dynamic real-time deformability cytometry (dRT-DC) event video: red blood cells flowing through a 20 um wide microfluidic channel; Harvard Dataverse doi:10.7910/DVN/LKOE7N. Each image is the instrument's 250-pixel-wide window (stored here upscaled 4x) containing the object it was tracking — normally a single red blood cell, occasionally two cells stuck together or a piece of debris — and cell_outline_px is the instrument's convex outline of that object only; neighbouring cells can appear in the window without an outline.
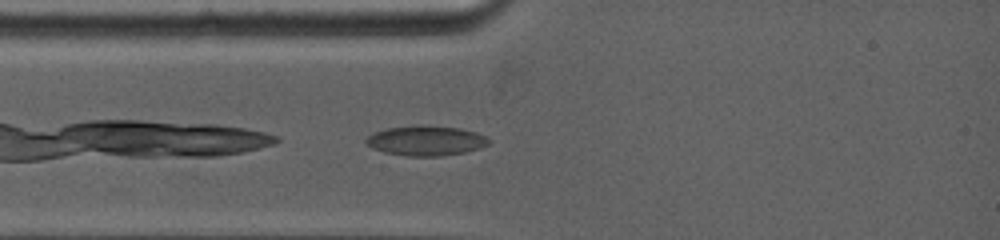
{"species": "common noctule bat (a hibernating species)", "species_latin": "Nyctalus noctula", "temperature_condition": "warm", "stored_images_in_passage": 27, "camera_frame_rate_fps": 5000, "um_per_image_px": 0.085, "animal": {"sex": "female", "body_mass_g": 19.0, "forearm_length_mm": 53.3}, "frame": {"image": 1, "passage_image": 2, "time_ms": 0.4, "image_size_px": [1000, 240], "cell_outline_px": [[492, 140], [488, 144], [480, 148], [464, 152], [440, 156], [408, 156], [384, 152], [372, 148], [364, 140], [372, 132], [388, 128], [416, 124], [420, 124], [460, 128], [476, 132], [488, 136]], "centroid_in_image_um": [36.22, 11.94], "position_along_channel_um": 48.8, "area_um2": 21.68}}
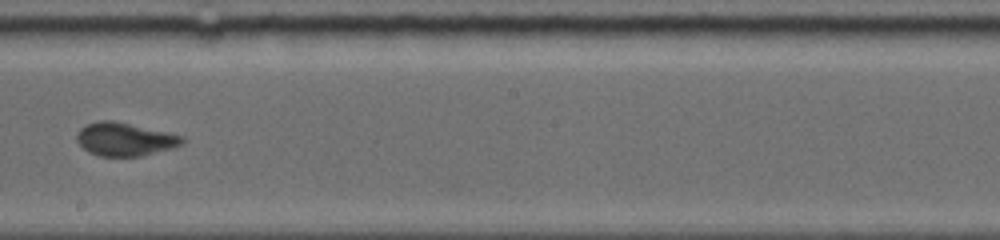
{"frame": {"image": 2, "passage_image": 15, "time_ms": 5.2, "image_size_px": [1000, 240], "cell_outline_px": [[184, 144], [172, 148], [140, 156], [100, 156], [88, 152], [76, 140], [76, 132], [80, 128], [88, 124], [100, 120], [112, 120], [168, 132], [184, 136]], "centroid_in_image_um": [10.61, 11.83], "position_along_channel_um": 237.6, "area_um2": 20.4}}
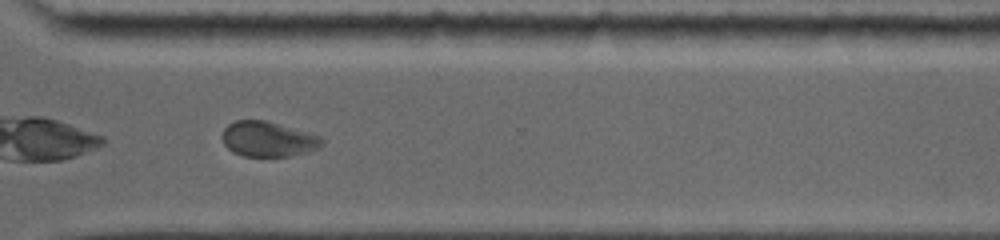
{"frame": {"image": 3, "passage_image": 22, "time_ms": 8.0, "image_size_px": [1000, 240], "cell_outline_px": [[324, 144], [320, 148], [288, 156], [244, 156], [232, 152], [224, 144], [220, 136], [224, 128], [228, 124], [236, 120], [264, 120], [320, 136], [324, 140]], "centroid_in_image_um": [22.75, 11.82], "position_along_channel_um": 347.9, "area_um2": 20.35}, "authors_computed_cell_mechanics": {"area_um2": 20.4612, "velocity_mm_per_s": 3.9253, "shape_relaxation_time_tau1_ms": 8.0972, "shape_relaxation_time_tau2_ms": 1.6376, "deformation_change_tau1": 0.1524, "deformation_change_tau2": 0.0689}}